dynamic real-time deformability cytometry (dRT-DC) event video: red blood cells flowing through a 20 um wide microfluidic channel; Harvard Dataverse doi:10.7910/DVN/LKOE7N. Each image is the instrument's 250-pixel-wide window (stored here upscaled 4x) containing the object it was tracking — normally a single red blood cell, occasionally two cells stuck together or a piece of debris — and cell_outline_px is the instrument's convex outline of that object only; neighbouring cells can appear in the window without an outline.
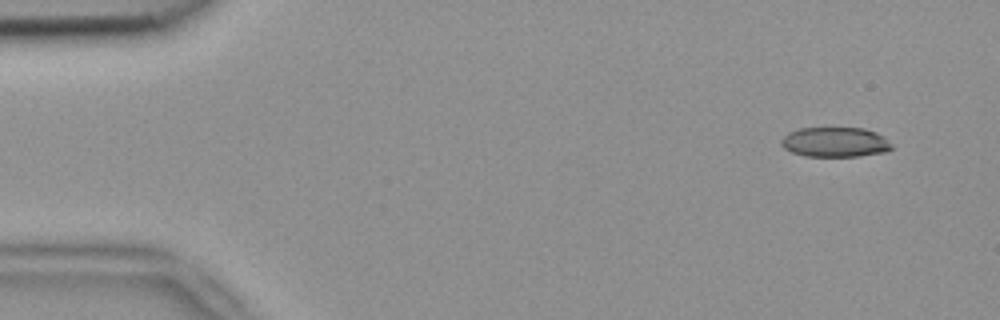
{"species": "common noctule bat (a hibernating species)", "species_latin": "Nyctalus noctula", "temperature_condition": "room temperature", "stored_images_in_passage": 4, "camera_frame_rate_fps": 3000, "um_per_image_px": 0.085, "animal": {"sex": "female", "body_mass_g": 18.4}, "frame": {"image": 1, "passage_image": 1, "time_ms": 0.0, "image_size_px": [1000, 320], "cell_outline_px": [[896, 148], [884, 152], [860, 156], [804, 156], [792, 152], [784, 148], [780, 144], [780, 140], [788, 132], [800, 128], [864, 128], [876, 132], [884, 136]], "centroid_in_image_um": [71.01, 12.08], "position_along_channel_um": 14.0, "area_um2": 19.42}}
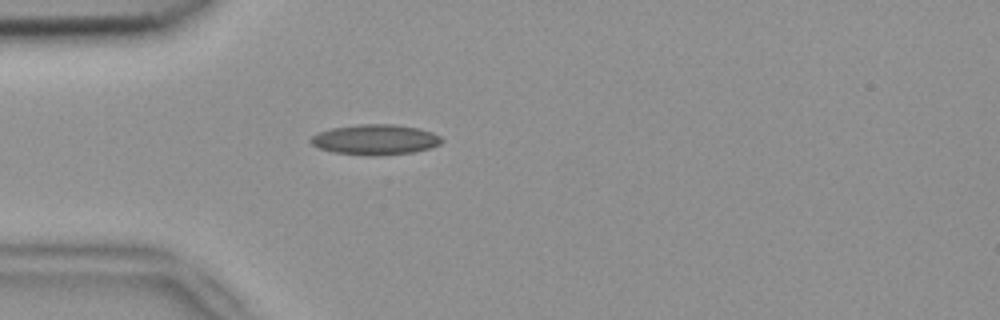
{"frame": {"image": 2, "passage_image": 4, "time_ms": 1.0, "image_size_px": [1000, 320], "cell_outline_px": [[444, 140], [440, 144], [428, 148], [412, 152], [372, 156], [368, 156], [336, 152], [320, 148], [312, 144], [308, 140], [312, 136], [320, 132], [332, 128], [360, 124], [392, 124], [416, 128], [432, 132], [440, 136]], "centroid_in_image_um": [31.9, 11.86], "position_along_channel_um": 53.1, "area_um2": 22.83}}